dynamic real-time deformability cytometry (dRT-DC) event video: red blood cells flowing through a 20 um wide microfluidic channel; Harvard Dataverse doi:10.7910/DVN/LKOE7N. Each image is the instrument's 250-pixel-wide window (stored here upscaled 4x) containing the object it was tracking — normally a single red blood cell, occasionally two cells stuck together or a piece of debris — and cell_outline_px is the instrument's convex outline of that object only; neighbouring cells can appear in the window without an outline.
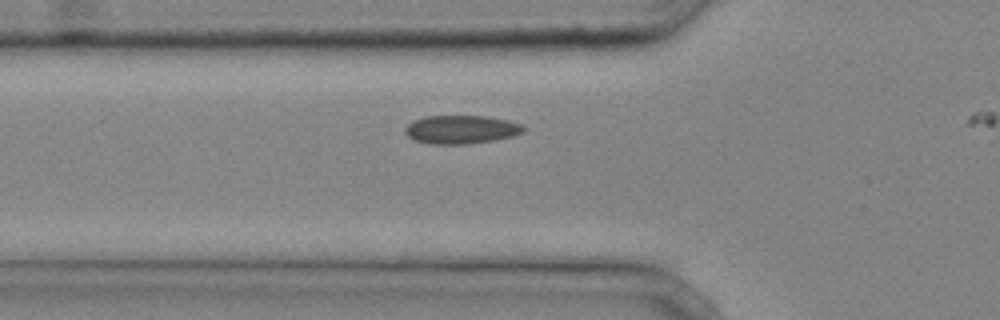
{"species": "common noctule bat (a hibernating species)", "species_latin": "Nyctalus noctula", "temperature_condition": "cold", "stored_images_in_passage": 12, "camera_frame_rate_fps": 3000, "um_per_image_px": 0.085, "animal": {"sex": "male", "body_mass_g": 20.4}, "frame": {"image": 1, "passage_image": 11, "time_ms": 3.333, "image_size_px": [1000, 320], "cell_outline_px": [[524, 132], [512, 136], [492, 140], [468, 144], [428, 144], [416, 140], [408, 136], [404, 132], [404, 128], [412, 120], [424, 116], [484, 116], [508, 120], [520, 124], [524, 128]], "centroid_in_image_um": [39.15, 11.0], "position_along_channel_um": 86.6, "area_um2": 19.59}}